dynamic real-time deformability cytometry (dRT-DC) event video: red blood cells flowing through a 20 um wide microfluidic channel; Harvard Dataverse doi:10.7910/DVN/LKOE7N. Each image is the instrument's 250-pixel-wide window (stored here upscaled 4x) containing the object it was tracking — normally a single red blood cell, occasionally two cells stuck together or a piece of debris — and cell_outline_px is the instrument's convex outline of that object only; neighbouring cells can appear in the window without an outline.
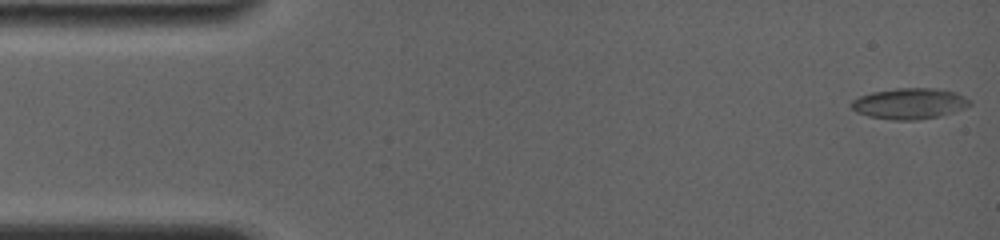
{"species": "common noctule bat (a hibernating species)", "species_latin": "Nyctalus noctula", "temperature_condition": "room temperature", "stored_images_in_passage": 20, "camera_frame_rate_fps": 4000, "um_per_image_px": 0.085, "animal": {"sex": "female", "body_mass_g": 19.0, "forearm_length_mm": 56.7}, "frame": {"image": 1, "passage_image": 1, "time_ms": 0.0, "image_size_px": [1000, 240], "cell_outline_px": [[972, 104], [964, 108], [952, 112], [936, 116], [916, 120], [892, 120], [868, 116], [856, 112], [848, 104], [852, 100], [860, 96], [872, 92], [896, 88], [936, 88], [956, 92], [972, 100]], "centroid_in_image_um": [77.29, 8.79], "position_along_channel_um": 7.7, "area_um2": 21.39}}
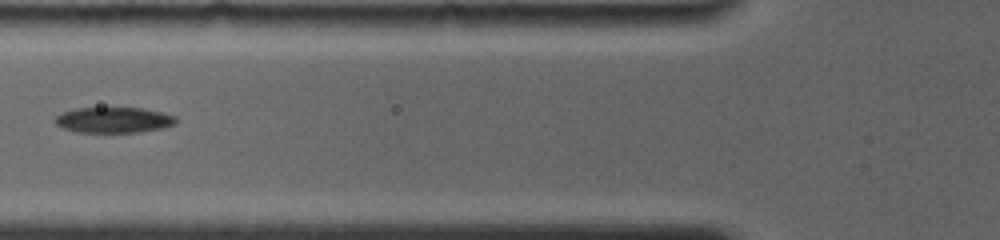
{"frame": {"image": 2, "passage_image": 12, "time_ms": 6.0, "image_size_px": [1000, 240], "cell_outline_px": [[176, 124], [164, 128], [140, 132], [76, 132], [64, 128], [56, 124], [52, 120], [56, 116], [64, 112], [76, 108], [140, 108], [164, 112], [176, 116]], "centroid_in_image_um": [9.69, 10.2], "position_along_channel_um": 116.1, "area_um2": 18.15}}
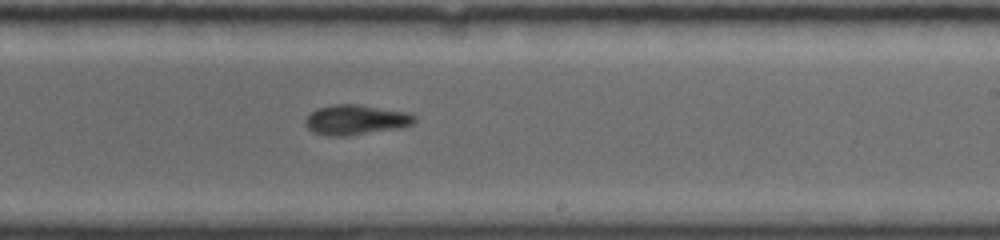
{"frame": {"image": 3, "passage_image": 20, "time_ms": 9.75, "image_size_px": [1000, 240], "cell_outline_px": [[416, 120], [412, 124], [404, 128], [348, 136], [328, 136], [316, 132], [308, 128], [304, 124], [304, 120], [316, 108], [336, 104], [356, 104], [408, 112], [416, 116]], "centroid_in_image_um": [30.28, 10.19], "position_along_channel_um": 258.7, "area_um2": 19.25}}